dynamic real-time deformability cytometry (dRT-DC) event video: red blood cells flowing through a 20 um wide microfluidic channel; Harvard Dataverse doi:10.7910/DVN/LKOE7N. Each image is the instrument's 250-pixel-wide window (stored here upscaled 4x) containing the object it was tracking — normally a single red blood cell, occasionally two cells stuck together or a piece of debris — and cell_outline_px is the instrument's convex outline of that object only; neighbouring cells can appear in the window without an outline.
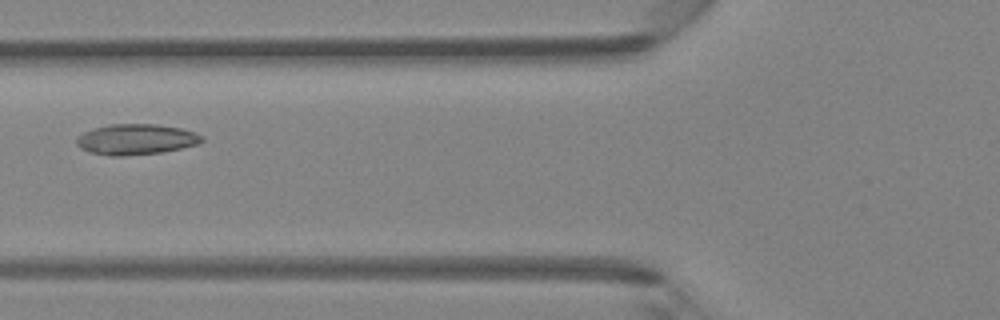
{"species": "Egyptian fruit bat (a non-hibernating species)", "species_latin": "Rousettus aegyptiacus", "temperature_condition": "room temperature", "stored_images_in_passage": 5, "camera_frame_rate_fps": 3000, "um_per_image_px": 0.085, "animal": {"sex": "female"}, "frame": {"image": 1, "passage_image": 5, "time_ms": 5.333, "image_size_px": [1000, 320], "cell_outline_px": [[204, 140], [196, 144], [180, 148], [160, 152], [124, 156], [108, 156], [92, 152], [80, 148], [76, 144], [76, 140], [84, 132], [108, 124], [156, 124], [180, 128], [196, 132]], "centroid_in_image_um": [11.55, 11.84], "position_along_channel_um": 114.3, "area_um2": 22.08}}